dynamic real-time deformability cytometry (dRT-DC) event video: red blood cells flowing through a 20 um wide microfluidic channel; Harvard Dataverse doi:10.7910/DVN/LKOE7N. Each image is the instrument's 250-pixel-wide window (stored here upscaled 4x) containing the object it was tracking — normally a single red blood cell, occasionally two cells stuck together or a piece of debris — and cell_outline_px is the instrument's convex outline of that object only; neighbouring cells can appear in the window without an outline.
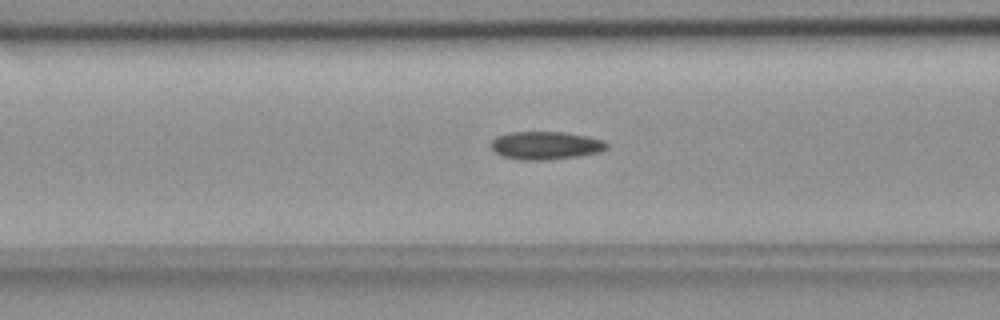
{"species": "common noctule bat (a hibernating species)", "species_latin": "Nyctalus noctula", "temperature_condition": "room temperature", "stored_images_in_passage": 55, "camera_frame_rate_fps": 3000, "um_per_image_px": 0.085, "animal": {"sex": "female", "body_mass_g": 18.4}, "frame": {"image": 1, "passage_image": 22, "time_ms": 7.0, "image_size_px": [1000, 320], "cell_outline_px": [[608, 148], [600, 152], [580, 156], [544, 160], [520, 160], [504, 156], [496, 152], [492, 148], [492, 140], [496, 136], [508, 132], [564, 132], [588, 136], [604, 140], [608, 144]], "centroid_in_image_um": [46.42, 12.36], "position_along_channel_um": 120.2, "area_um2": 18.96}}
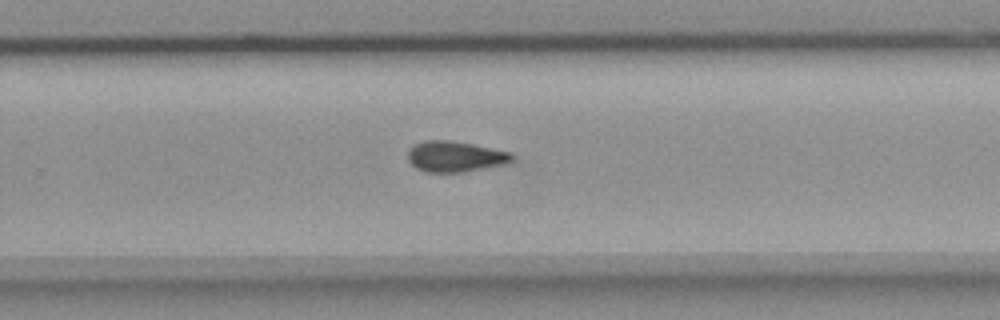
{"frame": {"image": 2, "passage_image": 36, "time_ms": 11.667, "image_size_px": [1000, 320], "cell_outline_px": [[512, 160], [500, 164], [464, 172], [428, 172], [416, 168], [408, 160], [408, 148], [412, 144], [424, 140], [452, 140], [512, 152]], "centroid_in_image_um": [38.61, 13.28], "position_along_channel_um": 291.2, "area_um2": 18.55}}
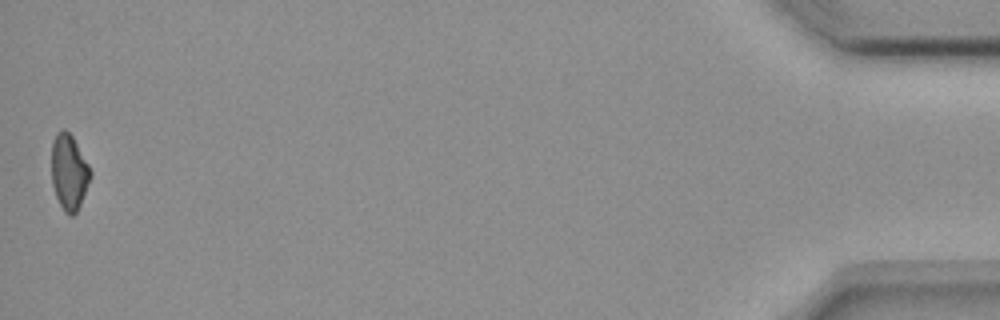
{"frame": {"image": 3, "passage_image": 55, "time_ms": 18.0, "image_size_px": [1000, 320], "cell_outline_px": [[92, 176], [80, 204], [76, 212], [72, 216], [68, 216], [64, 212], [56, 196], [52, 184], [52, 140], [56, 132], [64, 128], [72, 136], [88, 164], [92, 172]], "centroid_in_image_um": [5.86, 14.63], "position_along_channel_um": 429.3, "area_um2": 17.11}, "authors_computed_cell_mechanics": {"area_um2": 18.2648, "velocity_mm_per_s": 3.6699, "shape_relaxation_time_tau1_ms": null, "shape_relaxation_time_tau2_ms": 4.5461, "deformation_change_tau1": null, "deformation_change_tau2": 0.1067}}